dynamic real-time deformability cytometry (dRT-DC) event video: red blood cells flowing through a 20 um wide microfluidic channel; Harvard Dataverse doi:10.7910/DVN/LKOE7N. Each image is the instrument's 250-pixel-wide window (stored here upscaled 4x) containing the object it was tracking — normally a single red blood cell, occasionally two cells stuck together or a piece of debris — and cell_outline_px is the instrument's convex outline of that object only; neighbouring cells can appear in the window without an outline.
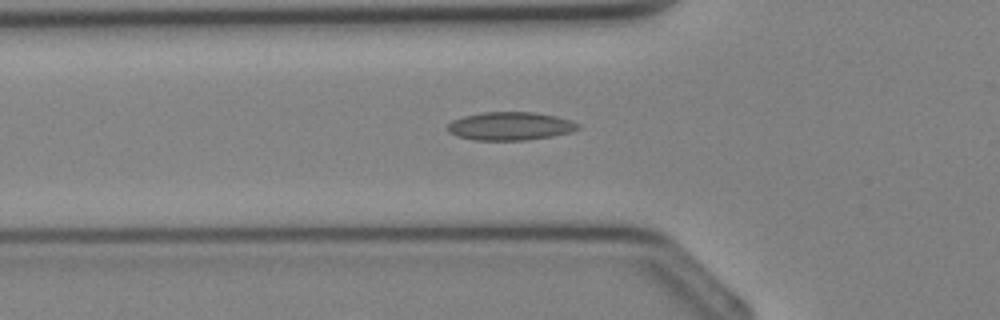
{"species": "Egyptian fruit bat (a non-hibernating species)", "species_latin": "Rousettus aegyptiacus", "temperature_condition": "cold", "stored_images_in_passage": 34, "camera_frame_rate_fps": 3000, "um_per_image_px": 0.085, "animal": {"sex": "female"}, "frame": {"image": 1, "passage_image": 11, "time_ms": 3.333, "image_size_px": [1000, 320], "cell_outline_px": [[580, 128], [572, 132], [552, 136], [524, 140], [476, 140], [456, 136], [448, 132], [444, 128], [452, 120], [464, 116], [484, 112], [532, 112], [556, 116], [580, 124]], "centroid_in_image_um": [43.33, 10.72], "position_along_channel_um": 82.5, "area_um2": 21.5}}
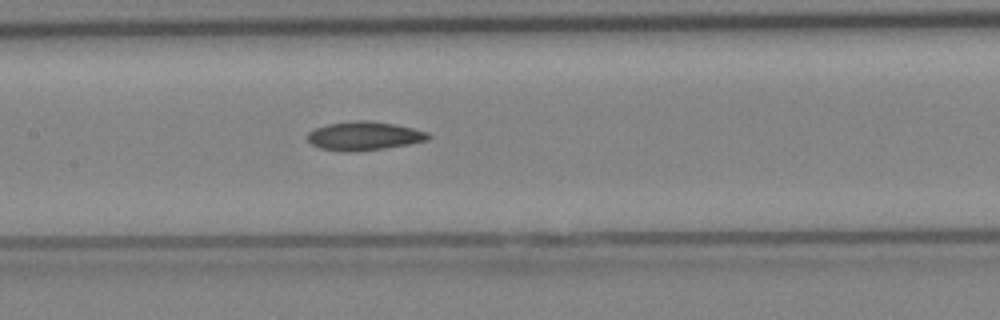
{"frame": {"image": 2, "passage_image": 16, "time_ms": 5.0, "image_size_px": [1000, 320], "cell_outline_px": [[432, 136], [428, 140], [408, 144], [384, 148], [340, 152], [320, 148], [312, 144], [308, 140], [308, 132], [316, 128], [328, 124], [356, 120], [368, 120], [392, 124], [412, 128], [428, 132]], "centroid_in_image_um": [30.95, 11.55], "position_along_channel_um": 176.5, "area_um2": 19.94}}
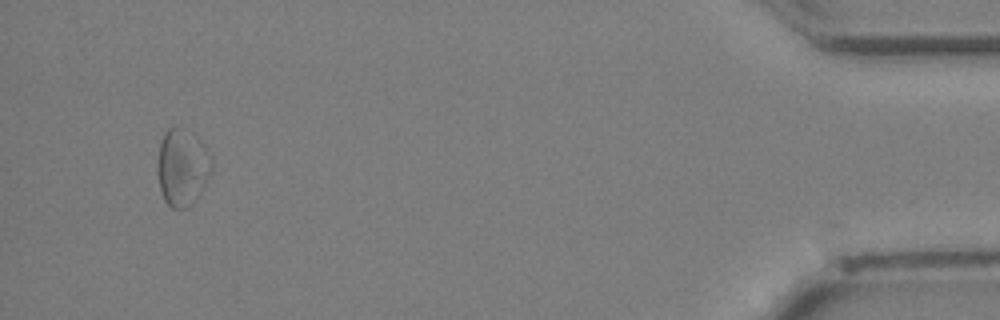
{"frame": {"image": 3, "passage_image": 33, "time_ms": 10.667, "image_size_px": [1000, 320], "cell_outline_px": [[212, 172], [204, 188], [192, 204], [184, 208], [172, 208], [164, 200], [160, 188], [156, 172], [156, 164], [160, 144], [164, 132], [168, 128], [176, 124], [204, 144], [212, 156]], "centroid_in_image_um": [15.49, 14.22], "position_along_channel_um": 419.7, "area_um2": 24.68}}